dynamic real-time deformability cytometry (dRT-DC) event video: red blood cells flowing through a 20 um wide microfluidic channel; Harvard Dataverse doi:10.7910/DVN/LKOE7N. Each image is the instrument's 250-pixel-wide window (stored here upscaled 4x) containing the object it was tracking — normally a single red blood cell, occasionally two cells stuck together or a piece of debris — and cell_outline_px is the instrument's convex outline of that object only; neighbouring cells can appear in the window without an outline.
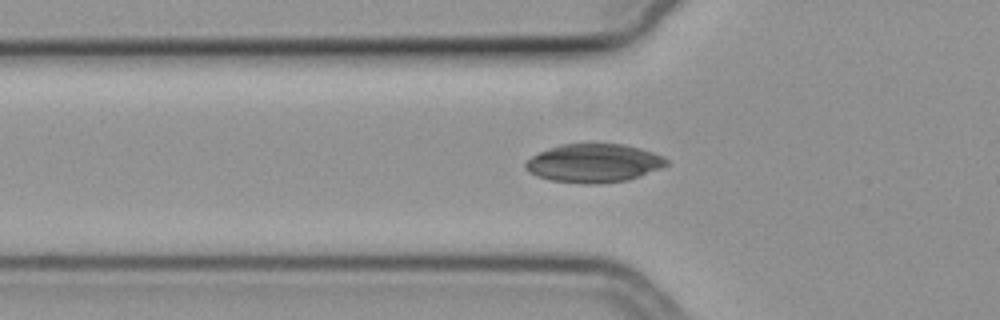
{"species": "common noctule bat (a hibernating species)", "species_latin": "Nyctalus noctula", "temperature_condition": "cold", "stored_images_in_passage": 28, "camera_frame_rate_fps": 3000, "um_per_image_px": 0.085, "animal": {"sex": "female", "body_mass_g": 19.3, "forearm_length_mm": 54.1}, "frame": {"image": 1, "passage_image": 2, "time_ms": 0.333, "image_size_px": [1000, 320], "cell_outline_px": [[668, 164], [660, 168], [640, 176], [628, 180], [600, 184], [584, 184], [552, 180], [536, 176], [528, 172], [524, 168], [524, 164], [532, 156], [540, 152], [560, 144], [624, 144], [640, 148], [664, 156], [668, 160]], "centroid_in_image_um": [50.47, 13.87], "position_along_channel_um": 75.3, "area_um2": 31.67}}
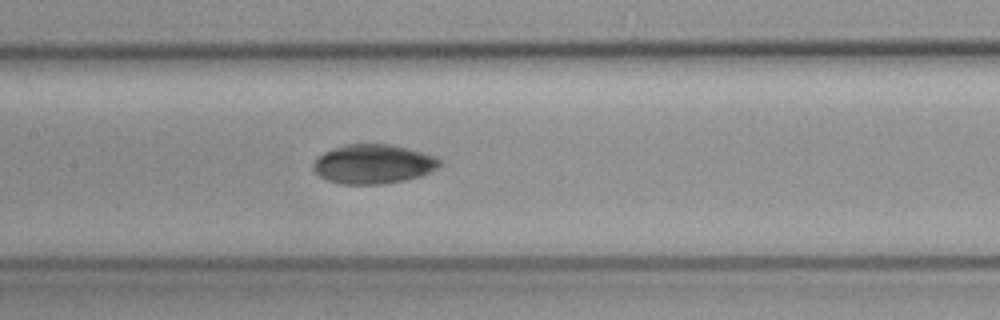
{"frame": {"image": 2, "passage_image": 10, "time_ms": 3.0, "image_size_px": [1000, 320], "cell_outline_px": [[440, 164], [436, 168], [420, 176], [404, 180], [384, 184], [340, 184], [328, 180], [320, 176], [312, 168], [312, 164], [324, 152], [332, 148], [344, 144], [392, 144], [408, 148], [432, 156], [440, 160]], "centroid_in_image_um": [31.68, 13.94], "position_along_channel_um": 175.7, "area_um2": 28.73}}
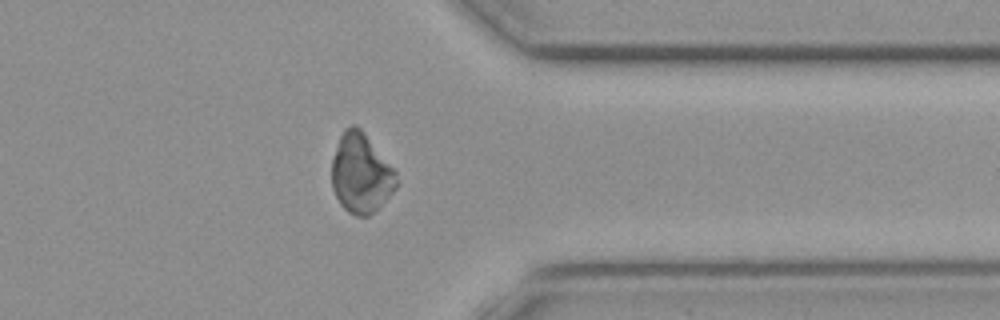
{"frame": {"image": 3, "passage_image": 27, "time_ms": 8.667, "image_size_px": [1000, 320], "cell_outline_px": [[400, 184], [376, 212], [368, 216], [356, 216], [348, 212], [340, 204], [332, 188], [332, 160], [340, 136], [344, 128], [352, 124], [356, 124], [364, 132], [396, 172]], "centroid_in_image_um": [30.7, 14.76], "position_along_channel_um": 380.7, "area_um2": 30.23}}